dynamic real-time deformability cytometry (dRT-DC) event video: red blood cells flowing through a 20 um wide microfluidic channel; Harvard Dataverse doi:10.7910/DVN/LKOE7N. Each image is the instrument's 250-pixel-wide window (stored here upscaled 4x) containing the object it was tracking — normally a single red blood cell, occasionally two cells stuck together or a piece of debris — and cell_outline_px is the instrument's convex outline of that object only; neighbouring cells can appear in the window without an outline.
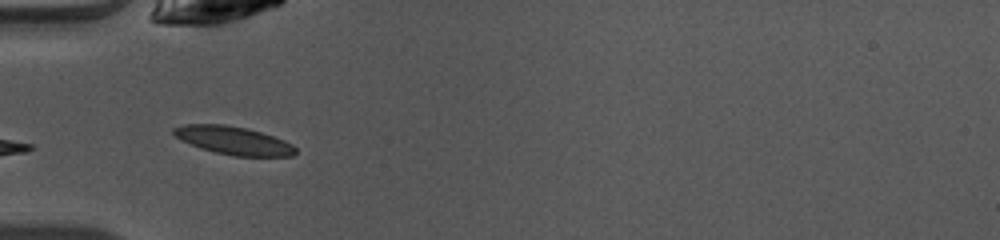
{"species": "common noctule bat (a hibernating species)", "species_latin": "Nyctalus noctula", "temperature_condition": "warm", "stored_images_in_passage": 30, "camera_frame_rate_fps": 3000, "um_per_image_px": 0.085, "animal": {"sex": "female", "body_mass_g": 10.0, "forearm_length_mm": 53.1}, "frame": {"image": 1, "passage_image": 1, "time_ms": 0.0, "image_size_px": [1000, 240], "cell_outline_px": [[296, 152], [292, 156], [232, 156], [200, 148], [176, 136], [172, 132], [172, 128], [184, 124], [224, 124], [248, 128], [284, 140], [292, 144], [296, 148]], "centroid_in_image_um": [19.86, 11.93], "position_along_channel_um": 65.1, "area_um2": 19.83}, "authors_computed_cell_mechanics": {"area_um2": 18.207, "velocity_mm_per_s": 4.0674, "shape_relaxation_time_tau1_ms": 1.5691, "shape_relaxation_time_tau2_ms": 7.8374, "deformation_change_tau1": 0.0904, "deformation_change_tau2": 0.1309}}